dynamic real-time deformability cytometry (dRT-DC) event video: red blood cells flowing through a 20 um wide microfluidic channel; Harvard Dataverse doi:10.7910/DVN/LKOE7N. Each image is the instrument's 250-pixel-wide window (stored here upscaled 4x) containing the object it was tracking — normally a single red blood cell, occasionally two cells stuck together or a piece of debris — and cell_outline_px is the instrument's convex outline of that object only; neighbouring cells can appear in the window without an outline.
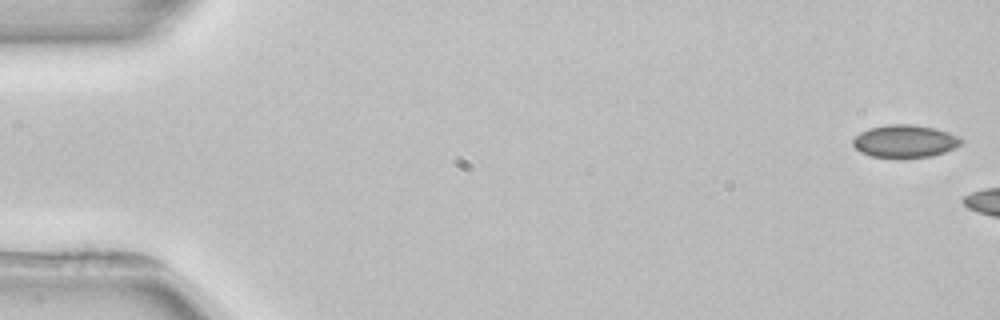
{"species": "common noctule bat (a hibernating species)", "species_latin": "Nyctalus noctula", "temperature_condition": "room temperature", "stored_images_in_passage": 3, "camera_frame_rate_fps": 3000, "um_per_image_px": 0.085, "animal": {"sex": "female", "body_mass_g": 22.7, "forearm_length_mm": 54.2}, "frame": {"image": 1, "passage_image": 1, "time_ms": 0.0, "image_size_px": [1000, 320], "cell_outline_px": [[964, 144], [956, 148], [932, 156], [872, 156], [860, 152], [852, 144], [852, 140], [860, 132], [868, 128], [888, 124], [912, 124], [936, 128], [948, 132], [964, 140]], "centroid_in_image_um": [76.94, 11.97], "position_along_channel_um": 8.1, "area_um2": 20.4}}